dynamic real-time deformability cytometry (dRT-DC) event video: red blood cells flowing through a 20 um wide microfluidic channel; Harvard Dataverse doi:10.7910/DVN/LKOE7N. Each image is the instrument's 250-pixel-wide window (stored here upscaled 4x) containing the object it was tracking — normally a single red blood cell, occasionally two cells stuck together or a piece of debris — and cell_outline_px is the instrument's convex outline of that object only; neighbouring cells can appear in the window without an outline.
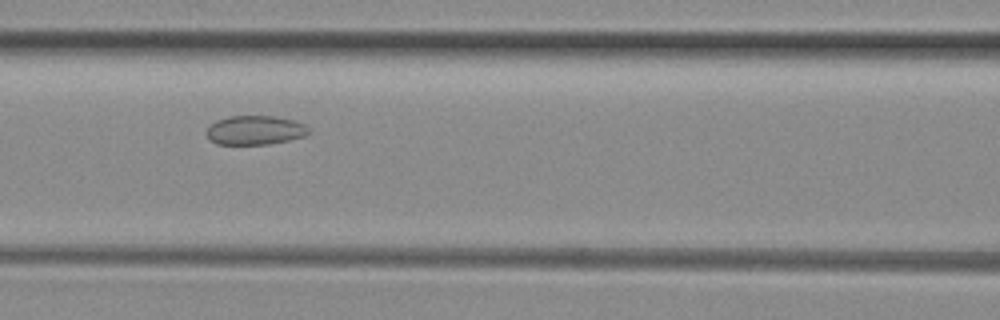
{"species": "common noctule bat (a hibernating species)", "species_latin": "Nyctalus noctula", "temperature_condition": "room temperature", "stored_images_in_passage": 7, "camera_frame_rate_fps": 3000, "um_per_image_px": 0.085, "animal": {"sex": "female", "body_mass_g": 29.2, "forearm_length_mm": 56.3}, "frame": {"image": 1, "passage_image": 4, "time_ms": 1.0, "image_size_px": [1000, 320], "cell_outline_px": [[308, 132], [304, 136], [288, 140], [268, 144], [216, 144], [204, 132], [216, 120], [228, 116], [272, 116], [292, 120], [304, 124], [308, 128]], "centroid_in_image_um": [21.64, 11.06], "position_along_channel_um": 145.0, "area_um2": 17.11}}
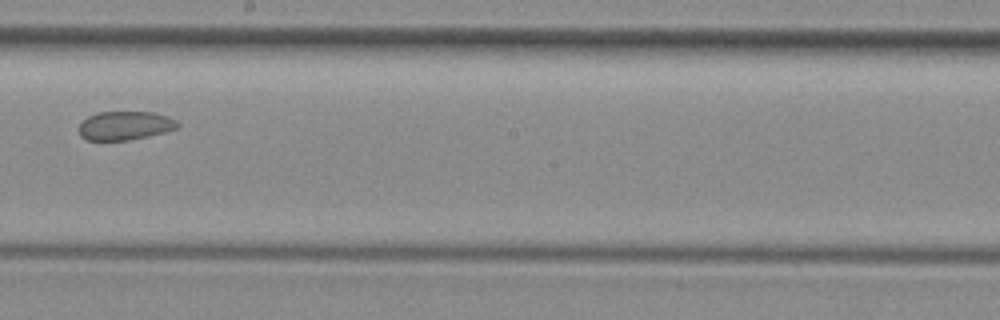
{"frame": {"image": 2, "passage_image": 6, "time_ms": 1.667, "image_size_px": [1000, 320], "cell_outline_px": [[180, 128], [148, 136], [128, 140], [88, 140], [80, 136], [80, 124], [88, 116], [96, 112], [156, 112], [168, 116], [176, 120], [180, 124]], "centroid_in_image_um": [10.67, 10.67], "position_along_channel_um": 237.5, "area_um2": 16.59}}
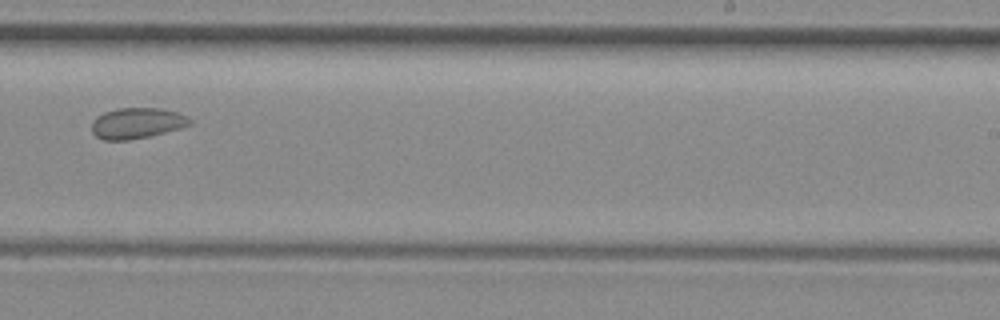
{"frame": {"image": 3, "passage_image": 7, "time_ms": 2.0, "image_size_px": [1000, 320], "cell_outline_px": [[192, 124], [180, 128], [148, 136], [128, 140], [104, 140], [96, 136], [92, 132], [92, 124], [96, 116], [104, 112], [116, 108], [160, 108], [180, 112], [188, 116], [192, 120]], "centroid_in_image_um": [11.66, 10.45], "position_along_channel_um": 277.3, "area_um2": 17.69}}